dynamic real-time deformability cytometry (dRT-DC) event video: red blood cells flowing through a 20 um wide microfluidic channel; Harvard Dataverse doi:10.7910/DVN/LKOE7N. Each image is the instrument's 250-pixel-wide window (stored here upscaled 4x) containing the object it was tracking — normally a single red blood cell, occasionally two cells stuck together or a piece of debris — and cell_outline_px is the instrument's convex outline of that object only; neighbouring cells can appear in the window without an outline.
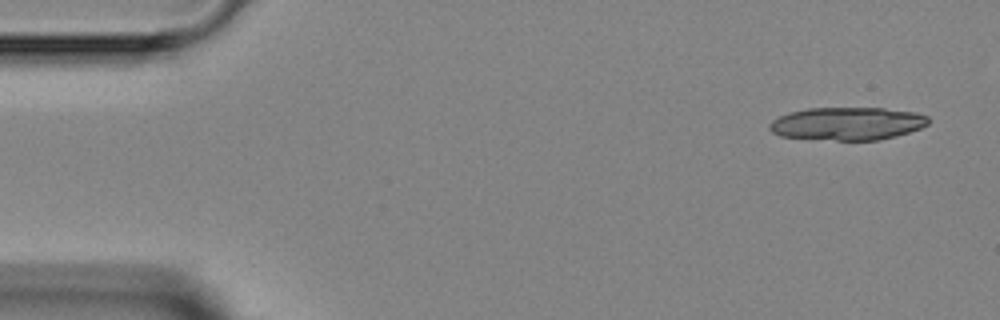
{"species": "Egyptian fruit bat (a non-hibernating species)", "species_latin": "Rousettus aegyptiacus", "temperature_condition": "room temperature", "stored_images_in_passage": 2, "segment_of_instrument_passage": [2, 2], "camera_frame_rate_fps": 3000, "um_per_image_px": 0.085, "animal": {"sex": "female"}, "frame": {"image": 1, "passage_image": 2, "time_ms": 1.667, "image_size_px": [1000, 320], "cell_outline_px": [[928, 124], [920, 128], [896, 136], [880, 140], [836, 140], [780, 136], [772, 132], [768, 128], [768, 124], [772, 120], [788, 112], [808, 108], [884, 108], [916, 112], [928, 116]], "centroid_in_image_um": [72.01, 10.5], "position_along_channel_um": 13.0, "area_um2": 30.52}}